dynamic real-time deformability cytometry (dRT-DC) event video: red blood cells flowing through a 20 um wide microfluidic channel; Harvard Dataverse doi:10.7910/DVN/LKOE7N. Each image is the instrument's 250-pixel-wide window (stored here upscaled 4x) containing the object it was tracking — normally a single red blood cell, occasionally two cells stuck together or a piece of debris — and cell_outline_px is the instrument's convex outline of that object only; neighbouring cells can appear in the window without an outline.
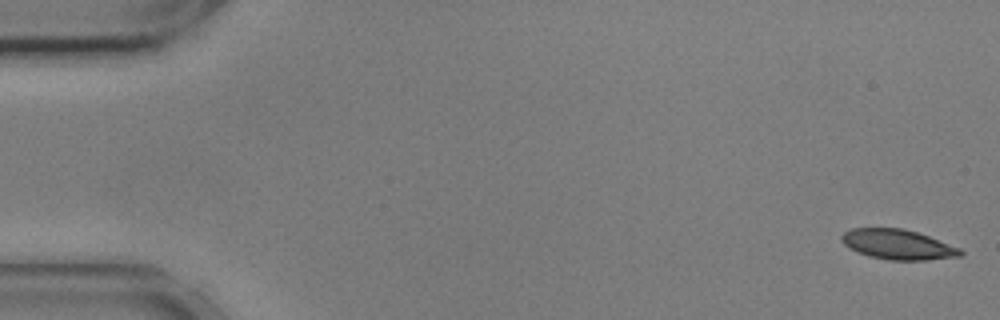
{"species": "common noctule bat (a hibernating species)", "species_latin": "Nyctalus noctula", "temperature_condition": "cold", "stored_images_in_passage": 34, "camera_frame_rate_fps": 3000, "um_per_image_px": 0.085, "animal": {"sex": "male", "body_mass_g": 17.9, "forearm_length_mm": 54.2}, "frame": {"image": 1, "passage_image": 1, "time_ms": 0.0, "image_size_px": [1000, 320], "cell_outline_px": [[964, 252], [960, 256], [924, 260], [888, 260], [868, 256], [856, 252], [848, 248], [840, 240], [840, 236], [844, 232], [852, 228], [904, 228], [928, 236], [960, 248]], "centroid_in_image_um": [76.26, 20.78], "position_along_channel_um": 8.7, "area_um2": 20.81}}
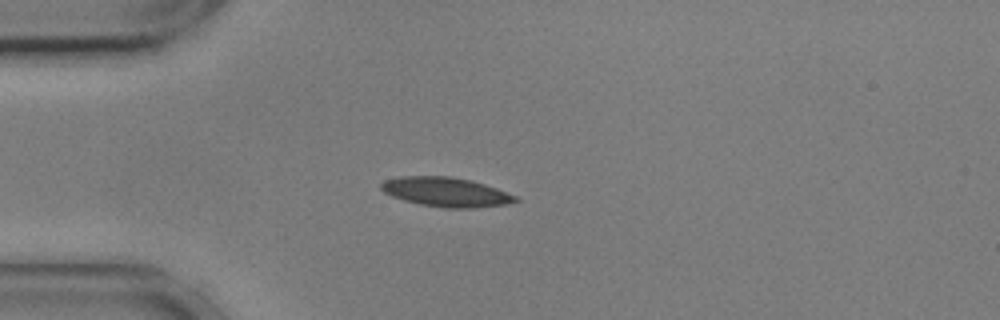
{"frame": {"image": 2, "passage_image": 14, "time_ms": 4.333, "image_size_px": [1000, 320], "cell_outline_px": [[520, 200], [508, 204], [476, 208], [444, 208], [420, 204], [404, 200], [392, 196], [384, 192], [380, 188], [380, 184], [384, 180], [400, 176], [448, 176], [468, 180], [484, 184], [496, 188], [516, 196]], "centroid_in_image_um": [37.9, 16.33], "position_along_channel_um": 47.1, "area_um2": 22.95}}
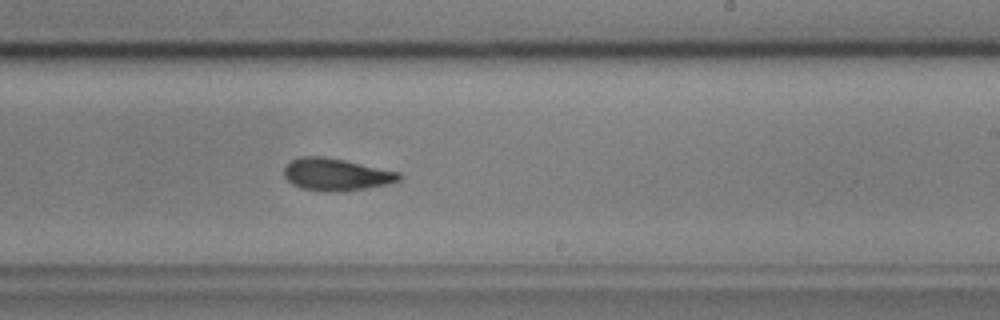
{"frame": {"image": 3, "passage_image": 33, "time_ms": 10.667, "image_size_px": [1000, 320], "cell_outline_px": [[404, 176], [400, 180], [388, 184], [368, 188], [340, 192], [328, 192], [300, 188], [292, 184], [284, 176], [284, 168], [292, 160], [300, 156], [324, 156], [344, 160], [400, 172]], "centroid_in_image_um": [28.59, 14.84], "position_along_channel_um": 260.4, "area_um2": 21.79}}